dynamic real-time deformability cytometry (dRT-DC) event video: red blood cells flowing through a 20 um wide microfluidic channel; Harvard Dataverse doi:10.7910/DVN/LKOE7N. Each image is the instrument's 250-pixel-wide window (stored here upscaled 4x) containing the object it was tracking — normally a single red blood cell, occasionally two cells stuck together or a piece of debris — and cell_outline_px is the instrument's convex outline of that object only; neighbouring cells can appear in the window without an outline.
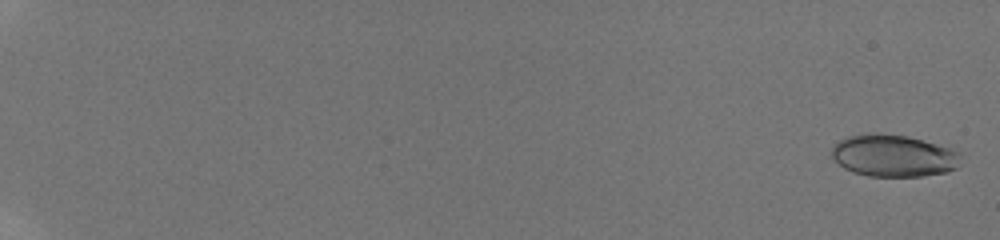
{"species": "human", "species_latin": "Homo sapiens", "temperature_condition": "room temperature", "stored_images_in_passage": 57, "camera_frame_rate_fps": 3000, "um_per_image_px": 0.085, "donor": {"sex": "male"}, "frame": {"image": 1, "passage_image": 2, "time_ms": 0.333, "image_size_px": [1000, 240], "cell_outline_px": [[956, 168], [948, 172], [920, 176], [868, 176], [852, 172], [844, 168], [832, 156], [832, 148], [840, 140], [848, 136], [872, 132], [908, 136], [948, 148], [956, 152]], "centroid_in_image_um": [75.87, 13.23], "position_along_channel_um": 9.1, "area_um2": 31.04}}
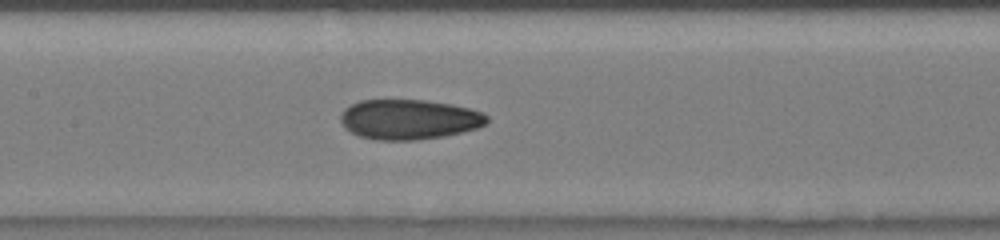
{"frame": {"image": 2, "passage_image": 33, "time_ms": 10.667, "image_size_px": [1000, 240], "cell_outline_px": [[488, 120], [484, 124], [476, 128], [444, 136], [416, 140], [376, 140], [360, 136], [344, 128], [340, 120], [340, 116], [344, 108], [360, 100], [424, 100], [452, 104], [484, 112], [488, 116]], "centroid_in_image_um": [34.75, 10.14], "position_along_channel_um": 172.7, "area_um2": 34.1}}
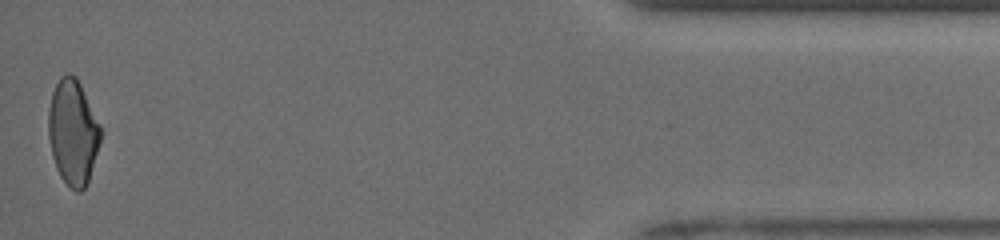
{"frame": {"image": 3, "passage_image": 57, "time_ms": 18.667, "image_size_px": [1000, 240], "cell_outline_px": [[100, 140], [88, 180], [84, 188], [80, 192], [76, 192], [60, 176], [56, 168], [52, 156], [48, 136], [48, 108], [52, 92], [60, 76], [68, 72], [76, 76], [100, 124]], "centroid_in_image_um": [6.17, 11.21], "position_along_channel_um": 429.0, "area_um2": 31.73}, "authors_computed_cell_mechanics": {"area_um2": 32.7148, "velocity_mm_per_s": 3.9822, "shape_relaxation_time_tau1_ms": 7.689, "shape_relaxation_time_tau2_ms": 2.0466, "deformation_change_tau1": 0.1741, "deformation_change_tau2": 0.0794}}